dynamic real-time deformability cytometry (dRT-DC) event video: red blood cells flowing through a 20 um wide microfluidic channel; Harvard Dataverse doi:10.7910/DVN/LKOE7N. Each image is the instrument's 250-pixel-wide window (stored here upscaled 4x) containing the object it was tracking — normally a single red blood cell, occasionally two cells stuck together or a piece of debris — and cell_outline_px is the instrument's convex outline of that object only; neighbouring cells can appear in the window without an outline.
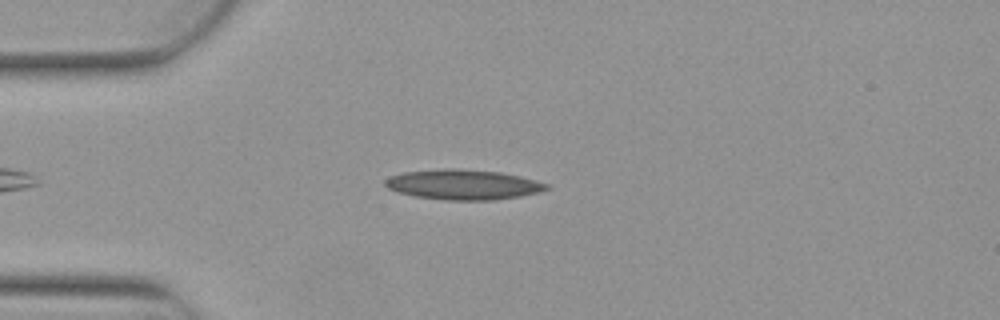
{"species": "Egyptian fruit bat (a non-hibernating species)", "species_latin": "Rousettus aegyptiacus", "temperature_condition": "warm", "stored_images_in_passage": 5, "camera_frame_rate_fps": 3000, "um_per_image_px": 0.085, "animal": {"sex": "female"}, "frame": {"image": 1, "passage_image": 3, "time_ms": 0.667, "image_size_px": [1000, 320], "cell_outline_px": [[552, 188], [520, 196], [496, 200], [448, 200], [416, 196], [396, 192], [388, 188], [384, 184], [384, 180], [388, 176], [404, 172], [444, 168], [448, 168], [500, 172], [520, 176], [536, 180], [548, 184]], "centroid_in_image_um": [39.35, 15.69], "position_along_channel_um": 45.6, "area_um2": 28.26}}
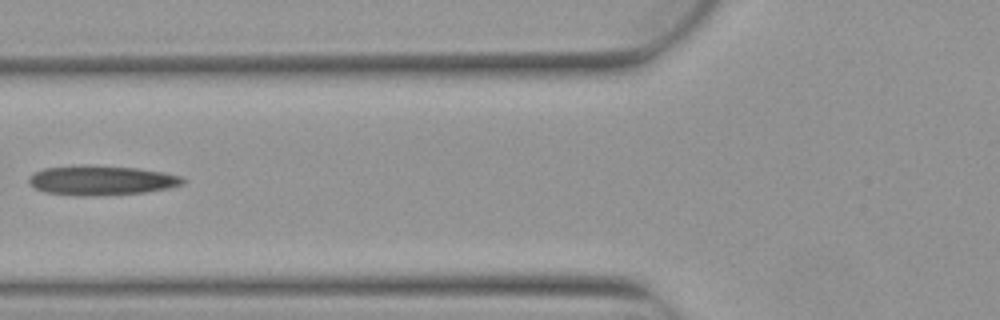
{"frame": {"image": 2, "passage_image": 5, "time_ms": 1.333, "image_size_px": [1000, 320], "cell_outline_px": [[184, 184], [168, 188], [144, 192], [84, 196], [44, 192], [28, 184], [28, 176], [44, 168], [84, 164], [136, 168], [164, 172], [180, 176], [184, 180]], "centroid_in_image_um": [8.58, 15.31], "position_along_channel_um": 117.2, "area_um2": 26.47}}